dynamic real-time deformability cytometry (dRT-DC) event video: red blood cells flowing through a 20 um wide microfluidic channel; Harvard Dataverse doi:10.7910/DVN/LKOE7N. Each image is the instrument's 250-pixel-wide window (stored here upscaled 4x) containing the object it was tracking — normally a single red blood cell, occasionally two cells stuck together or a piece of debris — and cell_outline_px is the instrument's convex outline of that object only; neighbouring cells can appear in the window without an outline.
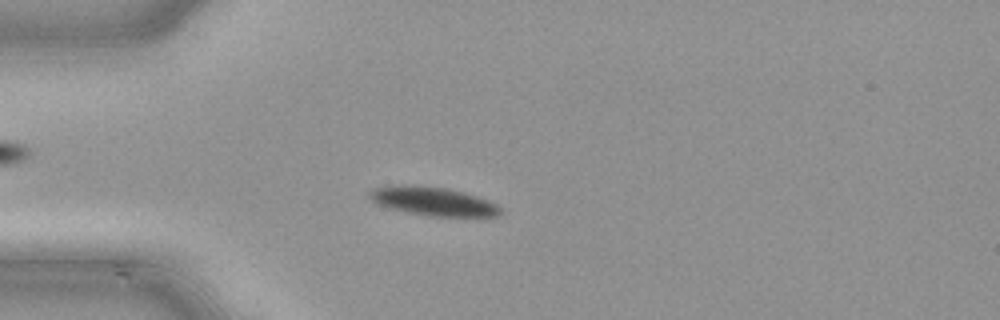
{"species": "common noctule bat (a hibernating species)", "species_latin": "Nyctalus noctula", "temperature_condition": "cold", "stored_images_in_passage": 49, "camera_frame_rate_fps": 3000, "um_per_image_px": 0.085, "animal": {"sex": "male", "body_mass_g": 21.5, "forearm_length_mm": 52.0}, "frame": {"image": 1, "passage_image": 13, "time_ms": 4.0, "image_size_px": [1000, 320], "cell_outline_px": [[500, 212], [496, 216], [428, 216], [388, 208], [372, 200], [368, 196], [368, 192], [372, 188], [396, 184], [404, 184], [448, 188], [464, 192], [488, 200], [496, 204], [500, 208]], "centroid_in_image_um": [36.76, 17.09], "position_along_channel_um": 48.2, "area_um2": 21.79}}
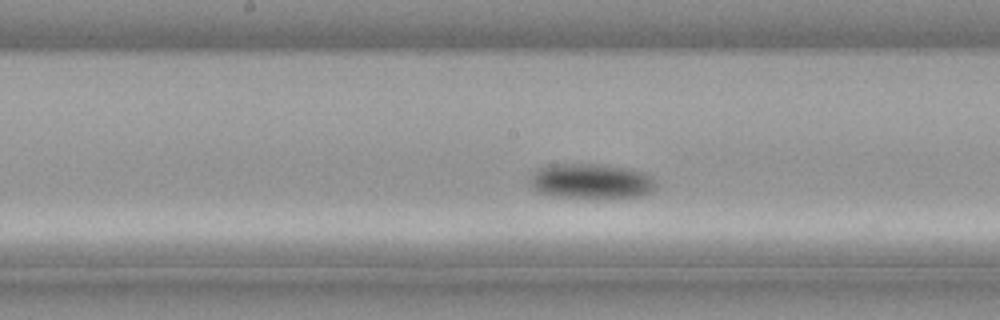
{"frame": {"image": 2, "passage_image": 25, "time_ms": 8.0, "image_size_px": [1000, 320], "cell_outline_px": [[656, 188], [652, 192], [644, 196], [628, 200], [576, 200], [548, 196], [536, 192], [532, 188], [532, 176], [540, 168], [552, 164], [596, 164], [628, 168], [644, 172], [652, 176], [656, 184]], "centroid_in_image_um": [50.33, 15.5], "position_along_channel_um": 197.9, "area_um2": 27.34}}
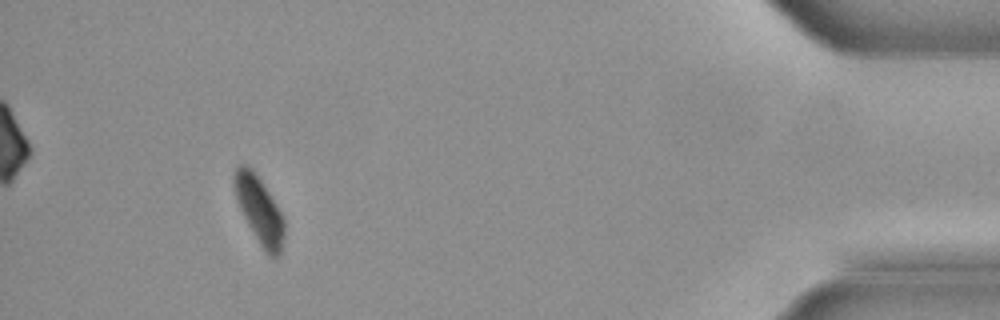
{"frame": {"image": 3, "passage_image": 45, "time_ms": 14.667, "image_size_px": [1000, 320], "cell_outline_px": [[284, 236], [280, 256], [268, 256], [264, 252], [248, 224], [240, 208], [232, 184], [232, 176], [236, 168], [240, 164], [244, 164], [252, 168], [264, 184], [276, 204], [284, 220]], "centroid_in_image_um": [22.03, 17.84], "position_along_channel_um": 413.2, "area_um2": 19.54}}